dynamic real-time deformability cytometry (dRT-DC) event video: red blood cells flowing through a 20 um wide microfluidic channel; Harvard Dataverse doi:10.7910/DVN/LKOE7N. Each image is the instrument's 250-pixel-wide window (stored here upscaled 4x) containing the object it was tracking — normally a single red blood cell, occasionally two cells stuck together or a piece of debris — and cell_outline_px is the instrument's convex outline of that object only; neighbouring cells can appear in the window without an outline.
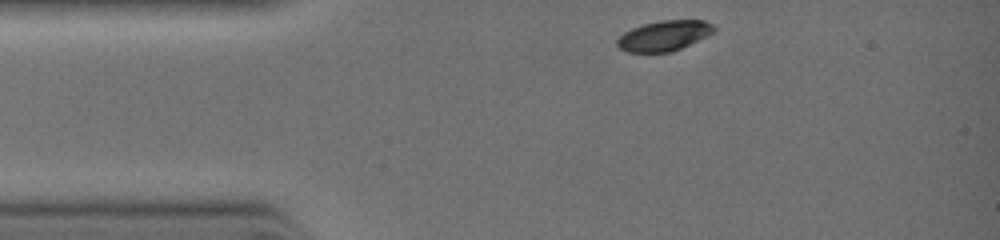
{"species": "common noctule bat (a hibernating species)", "species_latin": "Nyctalus noctula", "temperature_condition": "warm", "stored_images_in_passage": 5, "camera_frame_rate_fps": 3000, "um_per_image_px": 0.085, "animal": {"sex": "female", "body_mass_g": 19.0, "forearm_length_mm": 51.5}, "frame": {"image": 1, "passage_image": 1, "time_ms": 0.0, "image_size_px": [1000, 240], "cell_outline_px": [[716, 28], [712, 32], [672, 52], [628, 52], [620, 48], [616, 44], [616, 40], [624, 32], [632, 28], [644, 24], [660, 20], [704, 20], [712, 24]], "centroid_in_image_um": [56.4, 3.03], "position_along_channel_um": 28.6, "area_um2": 16.76}}
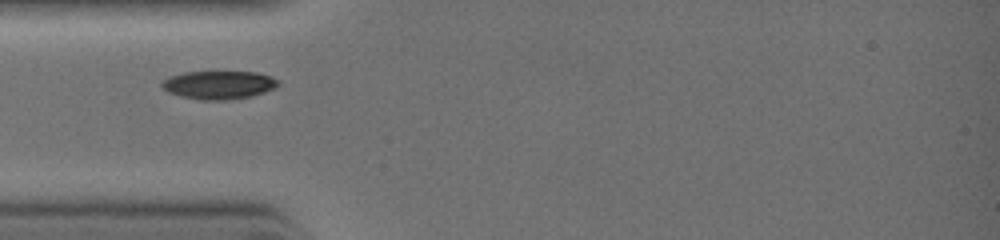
{"frame": {"image": 2, "passage_image": 3, "time_ms": 1.333, "image_size_px": [1000, 240], "cell_outline_px": [[280, 84], [272, 88], [248, 96], [224, 100], [204, 100], [180, 96], [168, 92], [160, 84], [164, 80], [172, 76], [184, 72], [256, 72], [268, 76], [276, 80]], "centroid_in_image_um": [18.53, 7.21], "position_along_channel_um": 66.5, "area_um2": 18.55}}
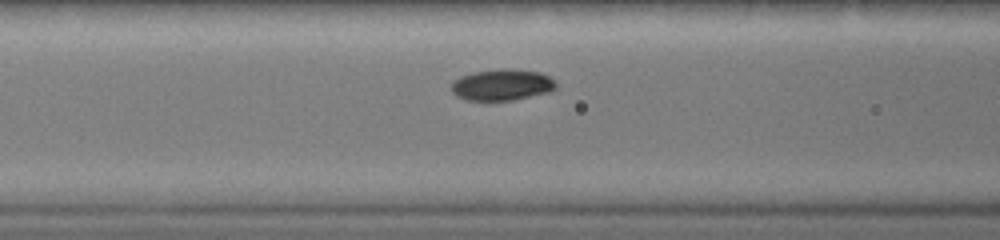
{"frame": {"image": 3, "passage_image": 5, "time_ms": 2.333, "image_size_px": [1000, 240], "cell_outline_px": [[556, 88], [548, 92], [512, 100], [468, 100], [456, 96], [452, 92], [452, 84], [460, 76], [476, 72], [504, 68], [540, 72], [548, 76], [556, 84]], "centroid_in_image_um": [42.67, 7.21], "position_along_channel_um": 123.9, "area_um2": 18.73}}